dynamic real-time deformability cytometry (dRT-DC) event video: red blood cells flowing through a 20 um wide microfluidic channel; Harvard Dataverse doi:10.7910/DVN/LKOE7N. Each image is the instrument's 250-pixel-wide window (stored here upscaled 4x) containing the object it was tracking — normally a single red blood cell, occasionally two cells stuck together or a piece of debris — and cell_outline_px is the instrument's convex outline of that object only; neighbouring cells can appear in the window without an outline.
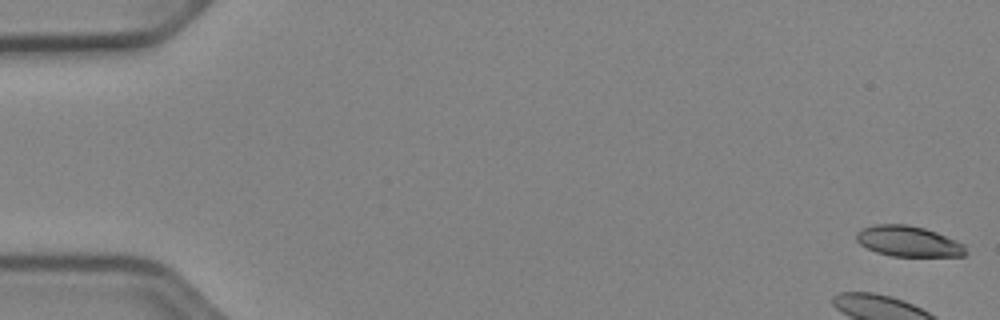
{"species": "Egyptian fruit bat (a non-hibernating species)", "species_latin": "Rousettus aegyptiacus", "temperature_condition": "cold", "stored_images_in_passage": 47, "camera_frame_rate_fps": 3000, "um_per_image_px": 0.085, "animal": {"sex": "female"}, "frame": {"image": 1, "passage_image": 1, "time_ms": 0.0, "image_size_px": [1000, 320], "cell_outline_px": [[968, 252], [964, 256], [892, 256], [876, 252], [860, 244], [856, 240], [856, 232], [860, 228], [876, 224], [904, 224], [924, 228], [936, 232], [956, 240], [964, 244]], "centroid_in_image_um": [77.21, 20.51], "position_along_channel_um": 7.8, "area_um2": 19.59}}